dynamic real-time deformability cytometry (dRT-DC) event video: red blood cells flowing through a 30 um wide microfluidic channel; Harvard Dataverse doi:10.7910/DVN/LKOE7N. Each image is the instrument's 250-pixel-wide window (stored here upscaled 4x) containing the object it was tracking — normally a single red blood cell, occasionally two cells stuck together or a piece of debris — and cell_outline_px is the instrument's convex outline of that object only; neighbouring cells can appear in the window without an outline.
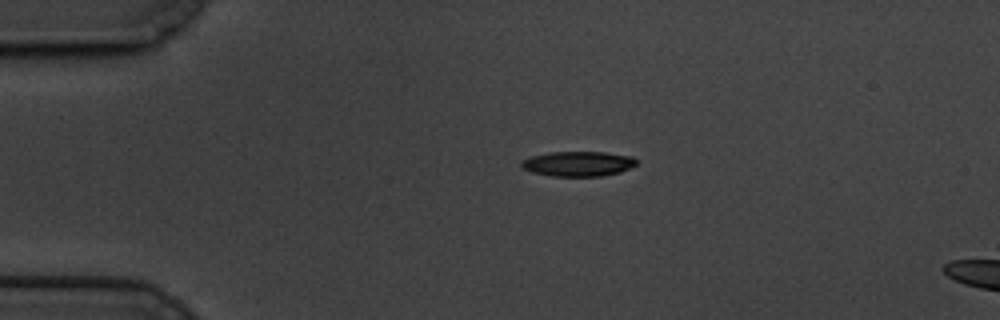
{"species": "common noctule bat (a hibernating species)", "species_latin": "Nyctalus noctula", "temperature_condition": "cold", "stored_images_in_passage": 48, "camera_frame_rate_fps": 3000, "um_per_image_px": 0.085, "animal": {"sex": "male", "body_mass_g": 19.5, "forearm_length_mm": 54.6}, "frame": {"image": 1, "passage_image": 1, "time_ms": 0.0, "image_size_px": [1000, 320], "cell_outline_px": [[636, 164], [632, 168], [620, 172], [600, 176], [552, 176], [532, 172], [524, 168], [520, 164], [520, 160], [532, 156], [548, 152], [604, 152], [632, 156], [636, 160]], "centroid_in_image_um": [49.14, 13.91], "position_along_channel_um": 35.9, "area_um2": 16.76}}
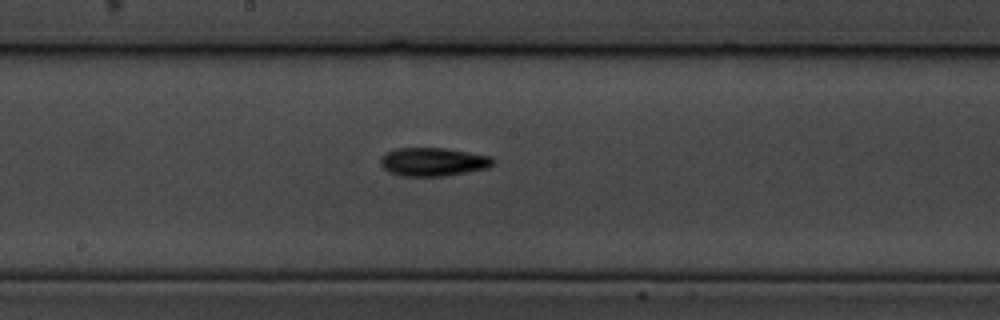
{"frame": {"image": 2, "passage_image": 20, "time_ms": 6.333, "image_size_px": [1000, 320], "cell_outline_px": [[492, 164], [488, 168], [444, 176], [404, 176], [388, 172], [380, 164], [380, 156], [384, 152], [396, 148], [444, 148], [492, 156]], "centroid_in_image_um": [36.76, 13.75], "position_along_channel_um": 211.4, "area_um2": 18.67}}
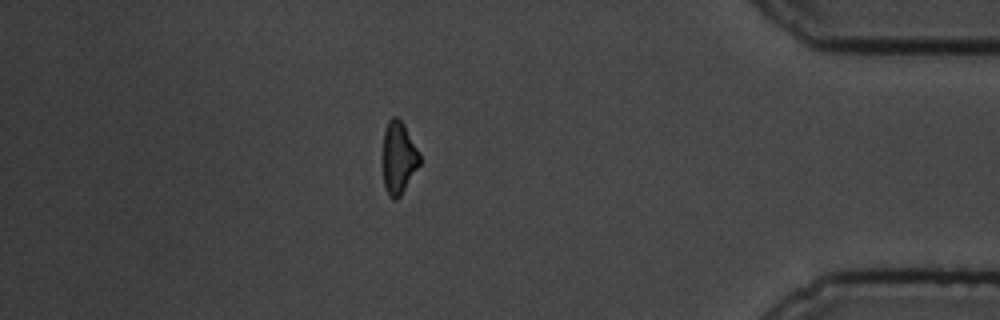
{"frame": {"image": 3, "passage_image": 40, "time_ms": 13.0, "image_size_px": [1000, 320], "cell_outline_px": [[420, 164], [400, 196], [396, 200], [392, 200], [388, 196], [384, 184], [384, 128], [388, 120], [392, 116], [396, 116], [404, 124], [420, 152]], "centroid_in_image_um": [33.89, 13.4], "position_along_channel_um": 401.3, "area_um2": 15.49}, "authors_computed_cell_mechanics": {"area_um2": 17.1955, "velocity_mm_per_s": 3.3946, "shape_relaxation_time_tau1_ms": 4.7698, "shape_relaxation_time_tau2_ms": 10.497, "deformation_change_tau1": 0.1373, "deformation_change_tau2": 0.2009}}